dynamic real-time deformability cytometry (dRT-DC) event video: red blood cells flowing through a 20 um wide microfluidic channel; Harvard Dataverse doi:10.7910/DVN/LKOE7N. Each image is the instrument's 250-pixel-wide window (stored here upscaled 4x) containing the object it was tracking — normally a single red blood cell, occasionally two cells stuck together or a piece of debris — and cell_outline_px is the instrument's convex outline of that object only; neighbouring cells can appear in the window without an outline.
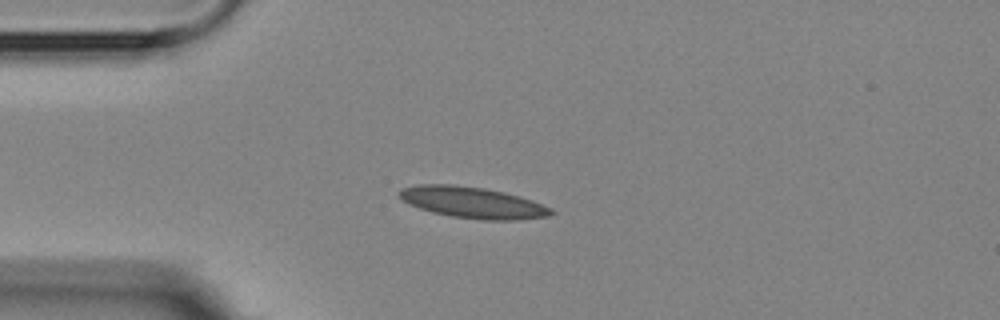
{"species": "Egyptian fruit bat (a non-hibernating species)", "species_latin": "Rousettus aegyptiacus", "temperature_condition": "room temperature", "stored_images_in_passage": 9, "camera_frame_rate_fps": 3000, "um_per_image_px": 0.085, "animal": {"sex": "female"}, "frame": {"image": 1, "passage_image": 4, "time_ms": 3.667, "image_size_px": [1000, 320], "cell_outline_px": [[556, 212], [548, 216], [516, 220], [480, 220], [452, 216], [432, 212], [408, 204], [396, 192], [400, 188], [416, 184], [456, 184], [484, 188], [504, 192], [520, 196], [532, 200], [552, 208]], "centroid_in_image_um": [40.16, 17.2], "position_along_channel_um": 44.8, "area_um2": 27.86}}
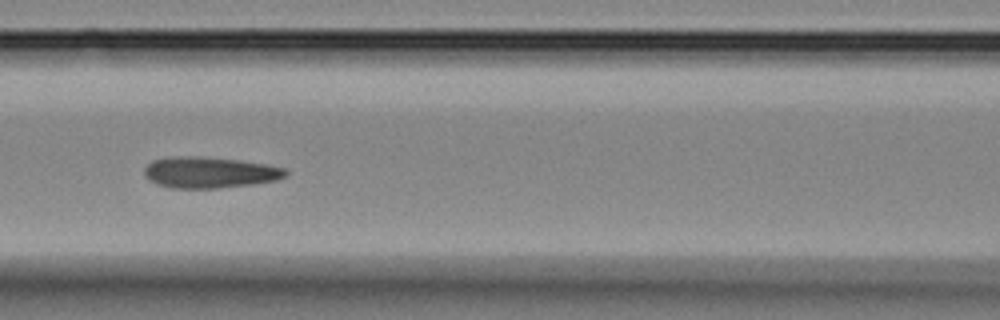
{"frame": {"image": 2, "passage_image": 7, "time_ms": 7.0, "image_size_px": [1000, 320], "cell_outline_px": [[288, 176], [276, 180], [252, 184], [220, 188], [168, 188], [156, 184], [148, 180], [144, 176], [144, 168], [152, 160], [176, 156], [196, 156], [240, 160], [264, 164], [284, 168], [288, 172]], "centroid_in_image_um": [17.78, 14.66], "position_along_channel_um": 148.8, "area_um2": 25.78}}
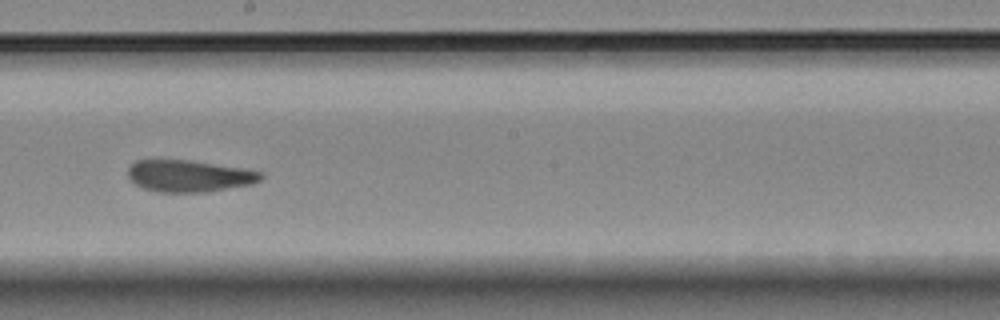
{"frame": {"image": 3, "passage_image": 9, "time_ms": 9.333, "image_size_px": [1000, 320], "cell_outline_px": [[264, 176], [260, 180], [252, 184], [208, 192], [156, 192], [144, 188], [136, 184], [128, 176], [128, 168], [136, 160], [188, 160], [244, 168], [264, 172]], "centroid_in_image_um": [16.11, 14.96], "position_along_channel_um": 232.1, "area_um2": 24.68}}